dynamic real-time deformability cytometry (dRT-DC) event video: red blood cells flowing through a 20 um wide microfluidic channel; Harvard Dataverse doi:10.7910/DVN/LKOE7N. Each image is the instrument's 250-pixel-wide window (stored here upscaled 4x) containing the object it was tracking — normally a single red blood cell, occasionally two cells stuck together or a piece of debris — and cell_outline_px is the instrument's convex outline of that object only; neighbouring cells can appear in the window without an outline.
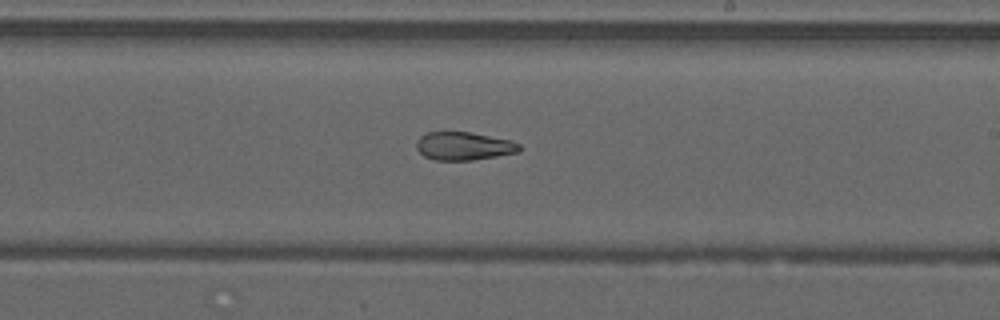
{"species": "common noctule bat (a hibernating species)", "species_latin": "Nyctalus noctula", "temperature_condition": "warm", "stored_images_in_passage": 48, "camera_frame_rate_fps": 3000, "um_per_image_px": 0.085, "animal": {"sex": "male", "forearm_length_mm": 52.5}, "frame": {"image": 1, "passage_image": 28, "time_ms": 9.0, "image_size_px": [1000, 320], "cell_outline_px": [[520, 152], [472, 160], [436, 160], [424, 156], [416, 148], [416, 140], [420, 136], [428, 132], [468, 132], [512, 140], [520, 144]], "centroid_in_image_um": [39.42, 12.41], "position_along_channel_um": 249.6, "area_um2": 16.88}, "authors_computed_cell_mechanics": {"area_um2": 20.9236, "velocity_mm_per_s": 4.2341, "shape_relaxation_time_tau1_ms": null, "shape_relaxation_time_tau2_ms": 3.4606, "deformation_change_tau1": null, "deformation_change_tau2": 0.1114}}